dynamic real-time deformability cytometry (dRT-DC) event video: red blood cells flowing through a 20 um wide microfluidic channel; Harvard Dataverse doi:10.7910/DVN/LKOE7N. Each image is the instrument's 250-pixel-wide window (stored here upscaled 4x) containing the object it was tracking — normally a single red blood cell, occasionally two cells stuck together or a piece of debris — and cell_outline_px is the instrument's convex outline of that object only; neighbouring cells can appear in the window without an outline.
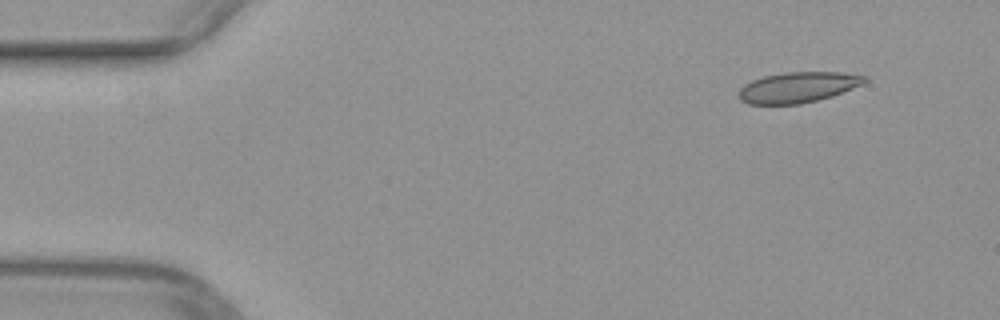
{"species": "common noctule bat (a hibernating species)", "species_latin": "Nyctalus noctula", "temperature_condition": "warm", "stored_images_in_passage": 46, "camera_frame_rate_fps": 3000, "um_per_image_px": 0.085, "animal": {"sex": "female", "body_mass_g": 29.2, "forearm_length_mm": 56.3}, "frame": {"image": 1, "passage_image": 1, "time_ms": 0.0, "image_size_px": [1000, 320], "cell_outline_px": [[868, 80], [864, 84], [832, 96], [800, 104], [748, 104], [740, 100], [740, 88], [744, 84], [752, 80], [764, 76], [784, 72], [840, 72], [868, 76]], "centroid_in_image_um": [67.85, 7.41], "position_along_channel_um": 17.1, "area_um2": 22.48}}
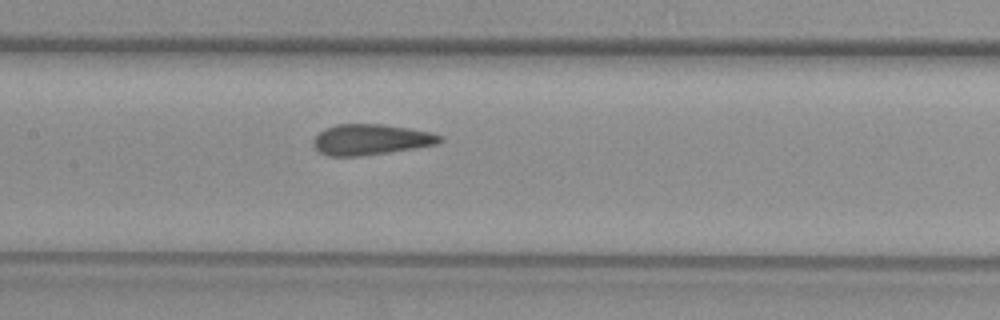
{"frame": {"image": 2, "passage_image": 20, "time_ms": 6.333, "image_size_px": [1000, 320], "cell_outline_px": [[444, 140], [436, 144], [416, 148], [360, 156], [328, 156], [320, 152], [312, 144], [312, 140], [324, 128], [336, 124], [384, 124], [432, 132], [444, 136]], "centroid_in_image_um": [31.53, 11.85], "position_along_channel_um": 175.9, "area_um2": 22.77}}
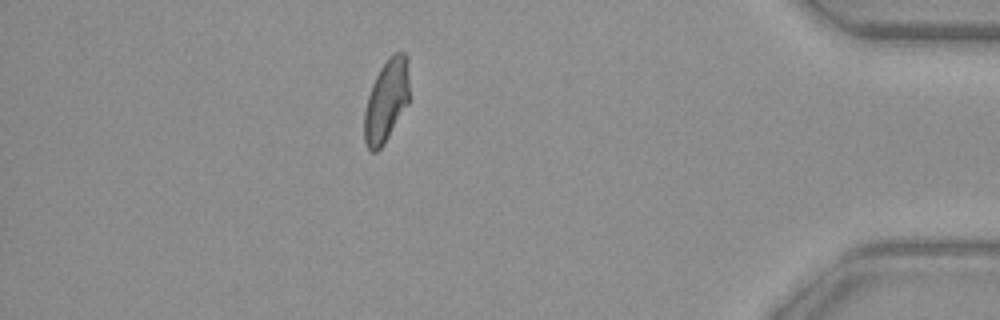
{"frame": {"image": 3, "passage_image": 40, "time_ms": 13.0, "image_size_px": [1000, 320], "cell_outline_px": [[408, 104], [384, 144], [376, 152], [372, 152], [364, 144], [364, 112], [368, 96], [372, 84], [380, 68], [396, 52], [404, 52], [408, 56]], "centroid_in_image_um": [32.83, 8.59], "position_along_channel_um": 402.4, "area_um2": 21.5}}